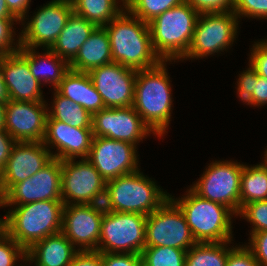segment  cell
Wrapping results in <instances>:
<instances>
[{"instance_id": "obj_1", "label": "cell", "mask_w": 267, "mask_h": 266, "mask_svg": "<svg viewBox=\"0 0 267 266\" xmlns=\"http://www.w3.org/2000/svg\"><path fill=\"white\" fill-rule=\"evenodd\" d=\"M166 62L170 65L177 61H161L152 68L137 70L135 80L133 108L157 138L168 132L173 110L172 81Z\"/></svg>"}, {"instance_id": "obj_2", "label": "cell", "mask_w": 267, "mask_h": 266, "mask_svg": "<svg viewBox=\"0 0 267 266\" xmlns=\"http://www.w3.org/2000/svg\"><path fill=\"white\" fill-rule=\"evenodd\" d=\"M104 27L109 37L113 62L144 70L162 61L153 49L149 24L133 16L127 9Z\"/></svg>"}, {"instance_id": "obj_3", "label": "cell", "mask_w": 267, "mask_h": 266, "mask_svg": "<svg viewBox=\"0 0 267 266\" xmlns=\"http://www.w3.org/2000/svg\"><path fill=\"white\" fill-rule=\"evenodd\" d=\"M11 207L4 217V231L25 250L45 237L61 232L62 200L37 201Z\"/></svg>"}, {"instance_id": "obj_4", "label": "cell", "mask_w": 267, "mask_h": 266, "mask_svg": "<svg viewBox=\"0 0 267 266\" xmlns=\"http://www.w3.org/2000/svg\"><path fill=\"white\" fill-rule=\"evenodd\" d=\"M169 198L181 209L197 243L233 241V220L236 216L226 206L206 200L190 188L180 198Z\"/></svg>"}, {"instance_id": "obj_5", "label": "cell", "mask_w": 267, "mask_h": 266, "mask_svg": "<svg viewBox=\"0 0 267 266\" xmlns=\"http://www.w3.org/2000/svg\"><path fill=\"white\" fill-rule=\"evenodd\" d=\"M198 15L185 1L148 23L153 49L162 61L179 62L187 54Z\"/></svg>"}, {"instance_id": "obj_6", "label": "cell", "mask_w": 267, "mask_h": 266, "mask_svg": "<svg viewBox=\"0 0 267 266\" xmlns=\"http://www.w3.org/2000/svg\"><path fill=\"white\" fill-rule=\"evenodd\" d=\"M115 212L138 213L145 216L157 210L170 196L161 186L144 175L136 172L106 181Z\"/></svg>"}, {"instance_id": "obj_7", "label": "cell", "mask_w": 267, "mask_h": 266, "mask_svg": "<svg viewBox=\"0 0 267 266\" xmlns=\"http://www.w3.org/2000/svg\"><path fill=\"white\" fill-rule=\"evenodd\" d=\"M239 22L234 12L199 14L190 48L180 61L227 51L238 38Z\"/></svg>"}, {"instance_id": "obj_8", "label": "cell", "mask_w": 267, "mask_h": 266, "mask_svg": "<svg viewBox=\"0 0 267 266\" xmlns=\"http://www.w3.org/2000/svg\"><path fill=\"white\" fill-rule=\"evenodd\" d=\"M208 165L198 181L189 188L203 199L226 206L237 217L244 164L233 160H215Z\"/></svg>"}, {"instance_id": "obj_9", "label": "cell", "mask_w": 267, "mask_h": 266, "mask_svg": "<svg viewBox=\"0 0 267 266\" xmlns=\"http://www.w3.org/2000/svg\"><path fill=\"white\" fill-rule=\"evenodd\" d=\"M146 217L126 212L103 217L97 251L141 255L145 248Z\"/></svg>"}, {"instance_id": "obj_10", "label": "cell", "mask_w": 267, "mask_h": 266, "mask_svg": "<svg viewBox=\"0 0 267 266\" xmlns=\"http://www.w3.org/2000/svg\"><path fill=\"white\" fill-rule=\"evenodd\" d=\"M72 13L71 0H51L40 6L30 19L26 15L20 20L24 26L18 34L21 47L51 48Z\"/></svg>"}, {"instance_id": "obj_11", "label": "cell", "mask_w": 267, "mask_h": 266, "mask_svg": "<svg viewBox=\"0 0 267 266\" xmlns=\"http://www.w3.org/2000/svg\"><path fill=\"white\" fill-rule=\"evenodd\" d=\"M196 243L181 209L170 198L147 215L145 247L168 246L188 251Z\"/></svg>"}, {"instance_id": "obj_12", "label": "cell", "mask_w": 267, "mask_h": 266, "mask_svg": "<svg viewBox=\"0 0 267 266\" xmlns=\"http://www.w3.org/2000/svg\"><path fill=\"white\" fill-rule=\"evenodd\" d=\"M61 170V160L53 158L33 176L12 185L1 196L0 208L37 201L62 200Z\"/></svg>"}, {"instance_id": "obj_13", "label": "cell", "mask_w": 267, "mask_h": 266, "mask_svg": "<svg viewBox=\"0 0 267 266\" xmlns=\"http://www.w3.org/2000/svg\"><path fill=\"white\" fill-rule=\"evenodd\" d=\"M93 137H106L138 146L154 134L133 106L105 107L92 115Z\"/></svg>"}, {"instance_id": "obj_14", "label": "cell", "mask_w": 267, "mask_h": 266, "mask_svg": "<svg viewBox=\"0 0 267 266\" xmlns=\"http://www.w3.org/2000/svg\"><path fill=\"white\" fill-rule=\"evenodd\" d=\"M137 149L138 147L128 142L93 137L86 159L108 181L139 170Z\"/></svg>"}, {"instance_id": "obj_15", "label": "cell", "mask_w": 267, "mask_h": 266, "mask_svg": "<svg viewBox=\"0 0 267 266\" xmlns=\"http://www.w3.org/2000/svg\"><path fill=\"white\" fill-rule=\"evenodd\" d=\"M46 101L8 100L5 103L4 130L16 142H42L48 117Z\"/></svg>"}, {"instance_id": "obj_16", "label": "cell", "mask_w": 267, "mask_h": 266, "mask_svg": "<svg viewBox=\"0 0 267 266\" xmlns=\"http://www.w3.org/2000/svg\"><path fill=\"white\" fill-rule=\"evenodd\" d=\"M137 70L111 62L92 69L88 75L105 107L133 106Z\"/></svg>"}, {"instance_id": "obj_17", "label": "cell", "mask_w": 267, "mask_h": 266, "mask_svg": "<svg viewBox=\"0 0 267 266\" xmlns=\"http://www.w3.org/2000/svg\"><path fill=\"white\" fill-rule=\"evenodd\" d=\"M0 71L3 75L10 100L45 101L42 85L31 74L29 47H20L18 52L0 57Z\"/></svg>"}, {"instance_id": "obj_18", "label": "cell", "mask_w": 267, "mask_h": 266, "mask_svg": "<svg viewBox=\"0 0 267 266\" xmlns=\"http://www.w3.org/2000/svg\"><path fill=\"white\" fill-rule=\"evenodd\" d=\"M52 159L51 152L42 142H16L0 173L1 196L15 183L36 174Z\"/></svg>"}, {"instance_id": "obj_19", "label": "cell", "mask_w": 267, "mask_h": 266, "mask_svg": "<svg viewBox=\"0 0 267 266\" xmlns=\"http://www.w3.org/2000/svg\"><path fill=\"white\" fill-rule=\"evenodd\" d=\"M61 161V196L64 205L87 204L90 198L104 186L105 179L86 159Z\"/></svg>"}, {"instance_id": "obj_20", "label": "cell", "mask_w": 267, "mask_h": 266, "mask_svg": "<svg viewBox=\"0 0 267 266\" xmlns=\"http://www.w3.org/2000/svg\"><path fill=\"white\" fill-rule=\"evenodd\" d=\"M92 139V128H75L62 121L47 118L42 143L49 149L53 158L63 161L87 158ZM52 149H56V152Z\"/></svg>"}, {"instance_id": "obj_21", "label": "cell", "mask_w": 267, "mask_h": 266, "mask_svg": "<svg viewBox=\"0 0 267 266\" xmlns=\"http://www.w3.org/2000/svg\"><path fill=\"white\" fill-rule=\"evenodd\" d=\"M102 219L86 204H67L62 211L61 232L76 249L79 247L78 251H97Z\"/></svg>"}, {"instance_id": "obj_22", "label": "cell", "mask_w": 267, "mask_h": 266, "mask_svg": "<svg viewBox=\"0 0 267 266\" xmlns=\"http://www.w3.org/2000/svg\"><path fill=\"white\" fill-rule=\"evenodd\" d=\"M78 252L62 233L45 237L26 250V260L35 266H69Z\"/></svg>"}, {"instance_id": "obj_23", "label": "cell", "mask_w": 267, "mask_h": 266, "mask_svg": "<svg viewBox=\"0 0 267 266\" xmlns=\"http://www.w3.org/2000/svg\"><path fill=\"white\" fill-rule=\"evenodd\" d=\"M60 95L86 109L91 115L105 108L88 73L69 70L55 89Z\"/></svg>"}, {"instance_id": "obj_24", "label": "cell", "mask_w": 267, "mask_h": 266, "mask_svg": "<svg viewBox=\"0 0 267 266\" xmlns=\"http://www.w3.org/2000/svg\"><path fill=\"white\" fill-rule=\"evenodd\" d=\"M113 62L111 45L104 26H97L69 63L70 69L88 73L94 68Z\"/></svg>"}, {"instance_id": "obj_25", "label": "cell", "mask_w": 267, "mask_h": 266, "mask_svg": "<svg viewBox=\"0 0 267 266\" xmlns=\"http://www.w3.org/2000/svg\"><path fill=\"white\" fill-rule=\"evenodd\" d=\"M96 27L94 23L72 13L50 49L70 63Z\"/></svg>"}, {"instance_id": "obj_26", "label": "cell", "mask_w": 267, "mask_h": 266, "mask_svg": "<svg viewBox=\"0 0 267 266\" xmlns=\"http://www.w3.org/2000/svg\"><path fill=\"white\" fill-rule=\"evenodd\" d=\"M37 48L29 47V67L34 78L44 86L49 84L55 90L64 75L70 70L69 63L55 54L50 48H43V54ZM51 84V85H50Z\"/></svg>"}, {"instance_id": "obj_27", "label": "cell", "mask_w": 267, "mask_h": 266, "mask_svg": "<svg viewBox=\"0 0 267 266\" xmlns=\"http://www.w3.org/2000/svg\"><path fill=\"white\" fill-rule=\"evenodd\" d=\"M264 161L248 166L246 163L241 173L240 209L252 202L267 200V156Z\"/></svg>"}, {"instance_id": "obj_28", "label": "cell", "mask_w": 267, "mask_h": 266, "mask_svg": "<svg viewBox=\"0 0 267 266\" xmlns=\"http://www.w3.org/2000/svg\"><path fill=\"white\" fill-rule=\"evenodd\" d=\"M237 79V97L243 104L250 107H261L267 104V78L258 75L255 69L248 64Z\"/></svg>"}, {"instance_id": "obj_29", "label": "cell", "mask_w": 267, "mask_h": 266, "mask_svg": "<svg viewBox=\"0 0 267 266\" xmlns=\"http://www.w3.org/2000/svg\"><path fill=\"white\" fill-rule=\"evenodd\" d=\"M52 105L48 107V117L67 123L75 128H92V115L79 104L53 92Z\"/></svg>"}, {"instance_id": "obj_30", "label": "cell", "mask_w": 267, "mask_h": 266, "mask_svg": "<svg viewBox=\"0 0 267 266\" xmlns=\"http://www.w3.org/2000/svg\"><path fill=\"white\" fill-rule=\"evenodd\" d=\"M73 13L96 26H105L117 17L124 7L117 0H71Z\"/></svg>"}, {"instance_id": "obj_31", "label": "cell", "mask_w": 267, "mask_h": 266, "mask_svg": "<svg viewBox=\"0 0 267 266\" xmlns=\"http://www.w3.org/2000/svg\"><path fill=\"white\" fill-rule=\"evenodd\" d=\"M230 244L234 243H196L186 253L185 266H226L228 253L235 247Z\"/></svg>"}, {"instance_id": "obj_32", "label": "cell", "mask_w": 267, "mask_h": 266, "mask_svg": "<svg viewBox=\"0 0 267 266\" xmlns=\"http://www.w3.org/2000/svg\"><path fill=\"white\" fill-rule=\"evenodd\" d=\"M186 250L173 247H145L141 253L144 266H185Z\"/></svg>"}, {"instance_id": "obj_33", "label": "cell", "mask_w": 267, "mask_h": 266, "mask_svg": "<svg viewBox=\"0 0 267 266\" xmlns=\"http://www.w3.org/2000/svg\"><path fill=\"white\" fill-rule=\"evenodd\" d=\"M186 0H134L127 10L143 22L149 23L156 16L182 4Z\"/></svg>"}, {"instance_id": "obj_34", "label": "cell", "mask_w": 267, "mask_h": 266, "mask_svg": "<svg viewBox=\"0 0 267 266\" xmlns=\"http://www.w3.org/2000/svg\"><path fill=\"white\" fill-rule=\"evenodd\" d=\"M238 216H241L247 222H250V225L252 224V229L249 232V235L260 231H267V200L256 201L244 205L240 209L237 217Z\"/></svg>"}, {"instance_id": "obj_35", "label": "cell", "mask_w": 267, "mask_h": 266, "mask_svg": "<svg viewBox=\"0 0 267 266\" xmlns=\"http://www.w3.org/2000/svg\"><path fill=\"white\" fill-rule=\"evenodd\" d=\"M19 261L26 264V250L3 231L0 234V266H21L17 264Z\"/></svg>"}, {"instance_id": "obj_36", "label": "cell", "mask_w": 267, "mask_h": 266, "mask_svg": "<svg viewBox=\"0 0 267 266\" xmlns=\"http://www.w3.org/2000/svg\"><path fill=\"white\" fill-rule=\"evenodd\" d=\"M14 22L20 24L17 18H0V53L10 54L18 52L20 45V36L14 31ZM17 35V38L15 37ZM16 38V39H15ZM16 40V42H14Z\"/></svg>"}, {"instance_id": "obj_37", "label": "cell", "mask_w": 267, "mask_h": 266, "mask_svg": "<svg viewBox=\"0 0 267 266\" xmlns=\"http://www.w3.org/2000/svg\"><path fill=\"white\" fill-rule=\"evenodd\" d=\"M238 19H267V0H234V11Z\"/></svg>"}, {"instance_id": "obj_38", "label": "cell", "mask_w": 267, "mask_h": 266, "mask_svg": "<svg viewBox=\"0 0 267 266\" xmlns=\"http://www.w3.org/2000/svg\"><path fill=\"white\" fill-rule=\"evenodd\" d=\"M198 13H223L234 11V0H186Z\"/></svg>"}, {"instance_id": "obj_39", "label": "cell", "mask_w": 267, "mask_h": 266, "mask_svg": "<svg viewBox=\"0 0 267 266\" xmlns=\"http://www.w3.org/2000/svg\"><path fill=\"white\" fill-rule=\"evenodd\" d=\"M86 205L101 217L110 216L115 212L112 204L111 193L107 186L98 190L90 198Z\"/></svg>"}, {"instance_id": "obj_40", "label": "cell", "mask_w": 267, "mask_h": 266, "mask_svg": "<svg viewBox=\"0 0 267 266\" xmlns=\"http://www.w3.org/2000/svg\"><path fill=\"white\" fill-rule=\"evenodd\" d=\"M250 49L249 63L256 73L267 78V39L254 42Z\"/></svg>"}, {"instance_id": "obj_41", "label": "cell", "mask_w": 267, "mask_h": 266, "mask_svg": "<svg viewBox=\"0 0 267 266\" xmlns=\"http://www.w3.org/2000/svg\"><path fill=\"white\" fill-rule=\"evenodd\" d=\"M245 246L252 252L260 266H267V231H260L249 236Z\"/></svg>"}, {"instance_id": "obj_42", "label": "cell", "mask_w": 267, "mask_h": 266, "mask_svg": "<svg viewBox=\"0 0 267 266\" xmlns=\"http://www.w3.org/2000/svg\"><path fill=\"white\" fill-rule=\"evenodd\" d=\"M103 266H144L141 255L134 253H102Z\"/></svg>"}, {"instance_id": "obj_43", "label": "cell", "mask_w": 267, "mask_h": 266, "mask_svg": "<svg viewBox=\"0 0 267 266\" xmlns=\"http://www.w3.org/2000/svg\"><path fill=\"white\" fill-rule=\"evenodd\" d=\"M226 266H260L252 252L244 245H236L229 253Z\"/></svg>"}, {"instance_id": "obj_44", "label": "cell", "mask_w": 267, "mask_h": 266, "mask_svg": "<svg viewBox=\"0 0 267 266\" xmlns=\"http://www.w3.org/2000/svg\"><path fill=\"white\" fill-rule=\"evenodd\" d=\"M69 266H103L102 253L98 251H78Z\"/></svg>"}, {"instance_id": "obj_45", "label": "cell", "mask_w": 267, "mask_h": 266, "mask_svg": "<svg viewBox=\"0 0 267 266\" xmlns=\"http://www.w3.org/2000/svg\"><path fill=\"white\" fill-rule=\"evenodd\" d=\"M15 143L16 141L7 133V131L4 129L0 130V173L5 167Z\"/></svg>"}, {"instance_id": "obj_46", "label": "cell", "mask_w": 267, "mask_h": 266, "mask_svg": "<svg viewBox=\"0 0 267 266\" xmlns=\"http://www.w3.org/2000/svg\"><path fill=\"white\" fill-rule=\"evenodd\" d=\"M9 11L20 21L29 13L31 0H5Z\"/></svg>"}, {"instance_id": "obj_47", "label": "cell", "mask_w": 267, "mask_h": 266, "mask_svg": "<svg viewBox=\"0 0 267 266\" xmlns=\"http://www.w3.org/2000/svg\"><path fill=\"white\" fill-rule=\"evenodd\" d=\"M10 99L3 75L0 71V102L6 103Z\"/></svg>"}, {"instance_id": "obj_48", "label": "cell", "mask_w": 267, "mask_h": 266, "mask_svg": "<svg viewBox=\"0 0 267 266\" xmlns=\"http://www.w3.org/2000/svg\"><path fill=\"white\" fill-rule=\"evenodd\" d=\"M0 18H16L7 8L5 0H0Z\"/></svg>"}, {"instance_id": "obj_49", "label": "cell", "mask_w": 267, "mask_h": 266, "mask_svg": "<svg viewBox=\"0 0 267 266\" xmlns=\"http://www.w3.org/2000/svg\"><path fill=\"white\" fill-rule=\"evenodd\" d=\"M5 103L0 102V130L4 129Z\"/></svg>"}, {"instance_id": "obj_50", "label": "cell", "mask_w": 267, "mask_h": 266, "mask_svg": "<svg viewBox=\"0 0 267 266\" xmlns=\"http://www.w3.org/2000/svg\"><path fill=\"white\" fill-rule=\"evenodd\" d=\"M120 5L124 7V9H127L129 5L134 1V0H117ZM122 2V3H121Z\"/></svg>"}, {"instance_id": "obj_51", "label": "cell", "mask_w": 267, "mask_h": 266, "mask_svg": "<svg viewBox=\"0 0 267 266\" xmlns=\"http://www.w3.org/2000/svg\"><path fill=\"white\" fill-rule=\"evenodd\" d=\"M4 231V218H0V234Z\"/></svg>"}, {"instance_id": "obj_52", "label": "cell", "mask_w": 267, "mask_h": 266, "mask_svg": "<svg viewBox=\"0 0 267 266\" xmlns=\"http://www.w3.org/2000/svg\"><path fill=\"white\" fill-rule=\"evenodd\" d=\"M264 154L267 156V149L265 148Z\"/></svg>"}]
</instances>
